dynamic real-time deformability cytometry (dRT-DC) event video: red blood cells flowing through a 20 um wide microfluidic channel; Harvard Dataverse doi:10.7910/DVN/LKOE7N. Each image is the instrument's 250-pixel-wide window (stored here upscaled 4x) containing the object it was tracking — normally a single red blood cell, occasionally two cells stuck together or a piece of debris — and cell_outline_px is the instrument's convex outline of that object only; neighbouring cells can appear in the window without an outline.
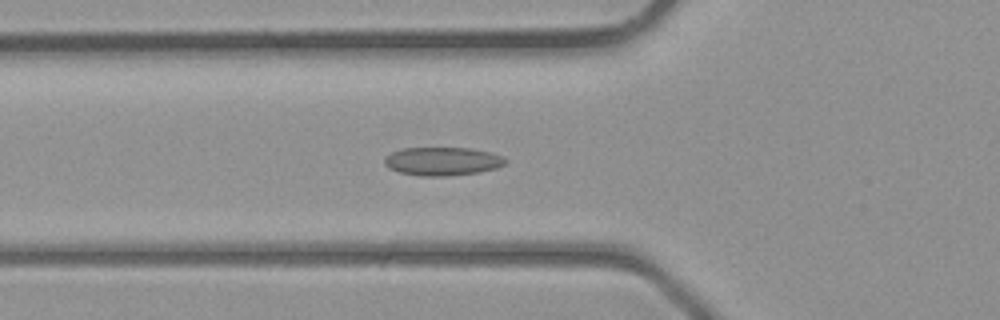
{"species": "common noctule bat (a hibernating species)", "species_latin": "Nyctalus noctula", "temperature_condition": "room temperature", "stored_images_in_passage": 41, "camera_frame_rate_fps": 3000, "um_per_image_px": 0.085, "animal": {"sex": "male", "body_mass_g": 23.1, "forearm_length_mm": 52.7}, "frame": {"image": 1, "passage_image": 15, "time_ms": 4.667, "image_size_px": [1000, 320], "cell_outline_px": [[508, 160], [504, 164], [496, 168], [480, 172], [448, 176], [420, 176], [400, 172], [388, 168], [384, 164], [384, 156], [400, 148], [472, 148], [488, 152], [500, 156]], "centroid_in_image_um": [37.57, 13.71], "position_along_channel_um": 88.2, "area_um2": 20.06}}
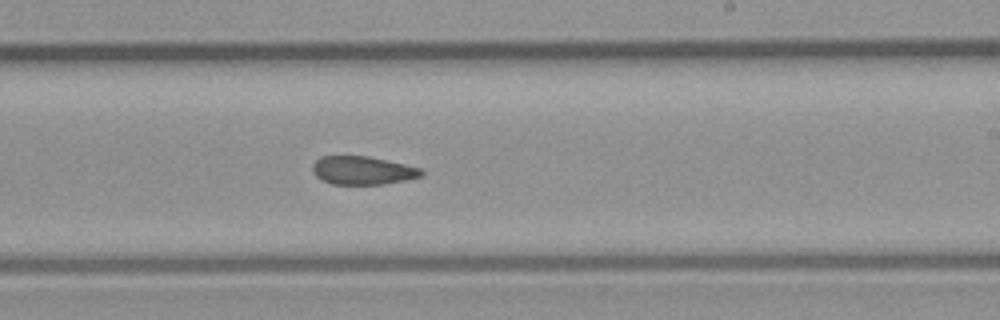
{"frame": {"image": 2, "passage_image": 25, "time_ms": 8.0, "image_size_px": [1000, 320], "cell_outline_px": [[424, 172], [420, 176], [404, 180], [384, 184], [332, 184], [316, 176], [312, 172], [312, 164], [320, 156], [368, 156], [404, 164], [420, 168]], "centroid_in_image_um": [30.78, 14.48], "position_along_channel_um": 258.2, "area_um2": 17.8}}
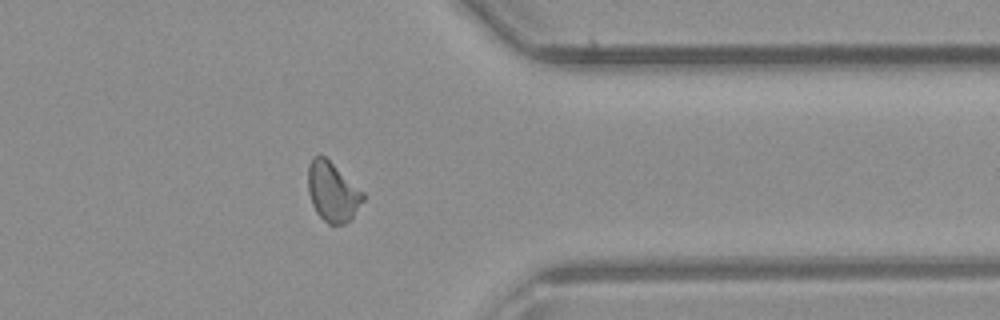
{"frame": {"image": 3, "passage_image": 33, "time_ms": 10.667, "image_size_px": [1000, 320], "cell_outline_px": [[364, 200], [352, 216], [344, 224], [328, 224], [316, 212], [312, 204], [308, 192], [308, 164], [312, 156], [324, 156], [364, 192]], "centroid_in_image_um": [28.24, 16.3], "position_along_channel_um": 383.2, "area_um2": 18.84}}